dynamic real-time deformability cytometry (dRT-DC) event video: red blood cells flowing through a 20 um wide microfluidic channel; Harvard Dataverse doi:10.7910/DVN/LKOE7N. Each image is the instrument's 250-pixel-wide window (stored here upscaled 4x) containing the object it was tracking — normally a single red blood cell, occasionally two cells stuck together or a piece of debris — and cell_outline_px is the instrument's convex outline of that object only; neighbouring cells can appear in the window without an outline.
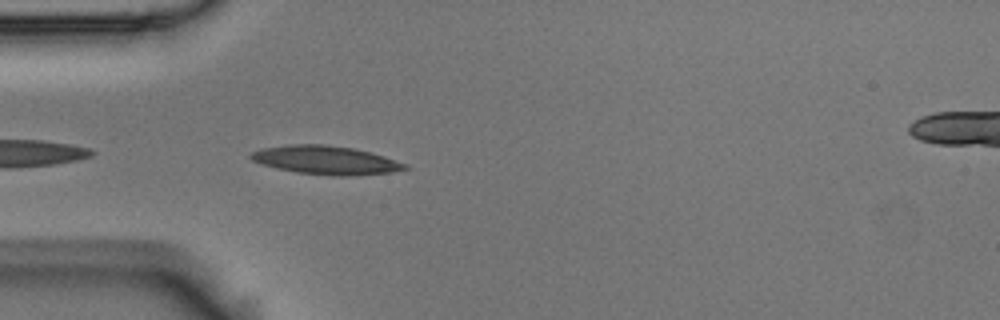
{"species": "Egyptian fruit bat (a non-hibernating species)", "species_latin": "Rousettus aegyptiacus", "temperature_condition": "room temperature", "stored_images_in_passage": 5, "camera_frame_rate_fps": 3000, "um_per_image_px": 0.085, "animal": {"sex": "male"}, "frame": {"image": 1, "passage_image": 2, "time_ms": 0.333, "image_size_px": [1000, 320], "cell_outline_px": [[408, 168], [392, 172], [348, 176], [332, 176], [296, 172], [276, 168], [252, 160], [248, 156], [252, 152], [264, 148], [288, 144], [324, 144], [352, 148], [384, 156], [408, 164]], "centroid_in_image_um": [27.7, 13.61], "position_along_channel_um": 57.3, "area_um2": 25.49}}